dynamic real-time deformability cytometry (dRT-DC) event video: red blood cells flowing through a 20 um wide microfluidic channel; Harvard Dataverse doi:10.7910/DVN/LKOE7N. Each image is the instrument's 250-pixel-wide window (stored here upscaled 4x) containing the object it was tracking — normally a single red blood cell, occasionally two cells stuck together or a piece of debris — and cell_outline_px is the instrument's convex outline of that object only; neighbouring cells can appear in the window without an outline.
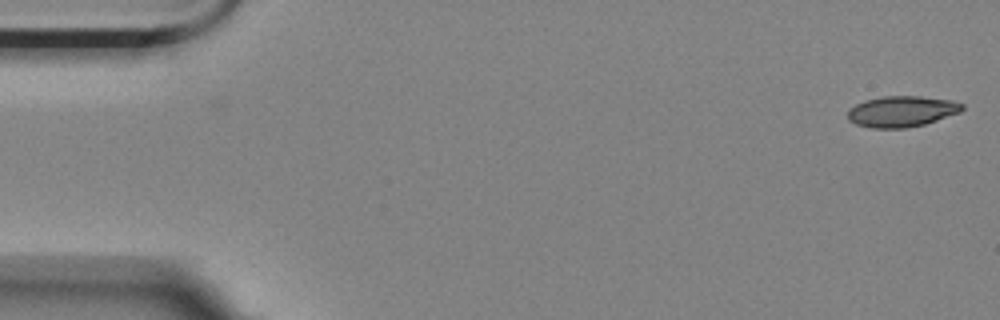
{"species": "Egyptian fruit bat (a non-hibernating species)", "species_latin": "Rousettus aegyptiacus", "temperature_condition": "room temperature", "stored_images_in_passage": 2, "camera_frame_rate_fps": 3000, "um_per_image_px": 0.085, "animal": {"sex": "female"}, "frame": {"image": 1, "passage_image": 2, "time_ms": 0.333, "image_size_px": [1000, 320], "cell_outline_px": [[964, 108], [960, 112], [924, 124], [904, 128], [872, 128], [856, 124], [848, 120], [848, 108], [864, 100], [884, 96], [920, 96], [952, 100], [964, 104]], "centroid_in_image_um": [76.63, 9.46], "position_along_channel_um": 8.4, "area_um2": 20.63}}